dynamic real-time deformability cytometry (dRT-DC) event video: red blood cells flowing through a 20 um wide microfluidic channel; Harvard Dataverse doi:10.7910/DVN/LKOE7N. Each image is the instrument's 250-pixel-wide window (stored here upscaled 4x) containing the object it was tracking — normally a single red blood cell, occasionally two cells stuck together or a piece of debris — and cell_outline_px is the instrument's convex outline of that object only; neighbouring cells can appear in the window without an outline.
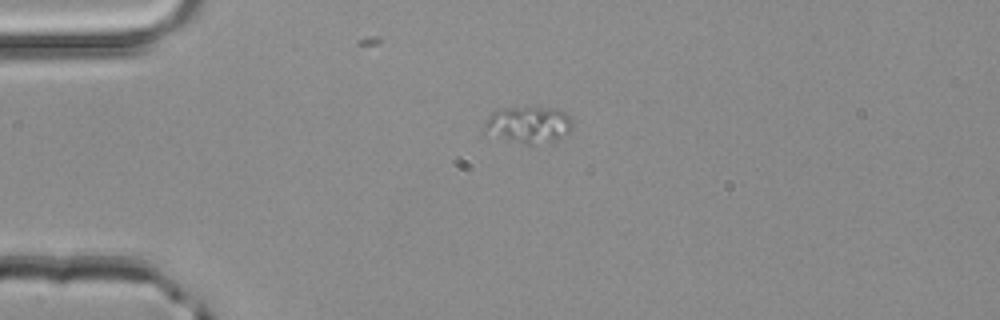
{"species": "common noctule bat (a hibernating species)", "species_latin": "Nyctalus noctula", "temperature_condition": "room temperature", "stored_images_in_passage": 2, "camera_frame_rate_fps": 3000, "um_per_image_px": 0.085, "animal": {"sex": "male", "body_mass_g": 20.4}, "frame": {"image": 1, "passage_image": 1, "time_ms": 0.0, "image_size_px": [1000, 320], "cell_outline_px": [[572, 128], [564, 136], [556, 140], [532, 144], [524, 144], [484, 136], [484, 124], [488, 116], [492, 112], [504, 108], [536, 104], [556, 108], [568, 112], [572, 120]], "centroid_in_image_um": [44.89, 10.56], "position_along_channel_um": 40.1, "area_um2": 20.0}}